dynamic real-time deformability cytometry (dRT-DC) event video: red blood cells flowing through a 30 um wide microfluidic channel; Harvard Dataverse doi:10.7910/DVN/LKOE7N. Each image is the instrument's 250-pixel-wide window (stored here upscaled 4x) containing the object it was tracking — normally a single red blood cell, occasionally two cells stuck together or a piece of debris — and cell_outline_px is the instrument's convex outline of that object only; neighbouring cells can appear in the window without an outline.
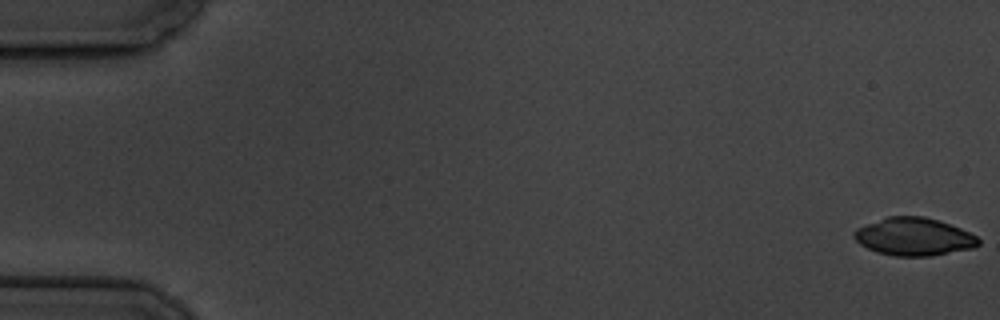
{"species": "common noctule bat (a hibernating species)", "species_latin": "Nyctalus noctula", "temperature_condition": "cold", "stored_images_in_passage": 6, "camera_frame_rate_fps": 3000, "um_per_image_px": 0.085, "animal": {"sex": "male", "body_mass_g": 19.5, "forearm_length_mm": 54.6}, "frame": {"image": 1, "passage_image": 1, "time_ms": 0.0, "image_size_px": [1000, 320], "cell_outline_px": [[980, 244], [972, 248], [928, 256], [896, 256], [876, 252], [860, 244], [852, 236], [852, 232], [856, 228], [888, 216], [924, 216], [940, 220], [960, 228], [976, 236], [980, 240]], "centroid_in_image_um": [77.66, 20.11], "position_along_channel_um": 7.3, "area_um2": 27.34}}
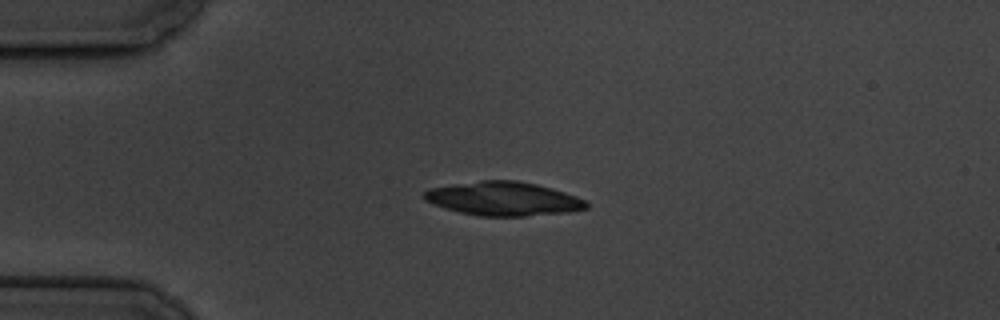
{"frame": {"image": 2, "passage_image": 5, "time_ms": 4.667, "image_size_px": [1000, 320], "cell_outline_px": [[588, 208], [568, 212], [524, 216], [480, 216], [460, 212], [444, 208], [424, 200], [420, 196], [428, 188], [452, 184], [480, 180], [516, 180], [536, 184], [552, 188], [588, 200]], "centroid_in_image_um": [42.77, 16.88], "position_along_channel_um": 42.2, "area_um2": 32.19}}